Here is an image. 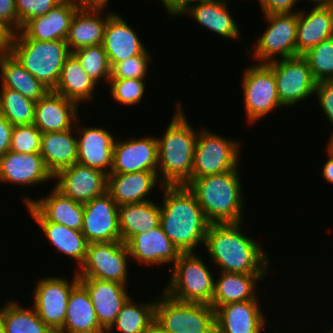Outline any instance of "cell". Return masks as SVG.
Instances as JSON below:
<instances>
[{"label":"cell","instance_id":"obj_1","mask_svg":"<svg viewBox=\"0 0 333 333\" xmlns=\"http://www.w3.org/2000/svg\"><path fill=\"white\" fill-rule=\"evenodd\" d=\"M241 223L209 224L204 246L218 272L268 274L269 255ZM243 232V233H242Z\"/></svg>","mask_w":333,"mask_h":333},{"label":"cell","instance_id":"obj_2","mask_svg":"<svg viewBox=\"0 0 333 333\" xmlns=\"http://www.w3.org/2000/svg\"><path fill=\"white\" fill-rule=\"evenodd\" d=\"M160 226L181 253L204 245L209 222L195 194L186 185L162 186Z\"/></svg>","mask_w":333,"mask_h":333},{"label":"cell","instance_id":"obj_3","mask_svg":"<svg viewBox=\"0 0 333 333\" xmlns=\"http://www.w3.org/2000/svg\"><path fill=\"white\" fill-rule=\"evenodd\" d=\"M162 137H157L158 177L163 186L187 185L192 178L198 130L184 114L181 103Z\"/></svg>","mask_w":333,"mask_h":333},{"label":"cell","instance_id":"obj_4","mask_svg":"<svg viewBox=\"0 0 333 333\" xmlns=\"http://www.w3.org/2000/svg\"><path fill=\"white\" fill-rule=\"evenodd\" d=\"M238 168L220 174L191 178L186 185L196 196L210 224L241 223L244 198Z\"/></svg>","mask_w":333,"mask_h":333},{"label":"cell","instance_id":"obj_5","mask_svg":"<svg viewBox=\"0 0 333 333\" xmlns=\"http://www.w3.org/2000/svg\"><path fill=\"white\" fill-rule=\"evenodd\" d=\"M10 53L36 79L53 91L65 59L71 54L66 40L38 41L12 38Z\"/></svg>","mask_w":333,"mask_h":333},{"label":"cell","instance_id":"obj_6","mask_svg":"<svg viewBox=\"0 0 333 333\" xmlns=\"http://www.w3.org/2000/svg\"><path fill=\"white\" fill-rule=\"evenodd\" d=\"M202 259L197 252L181 253L169 267L172 274L164 292L182 302L211 304L215 280Z\"/></svg>","mask_w":333,"mask_h":333},{"label":"cell","instance_id":"obj_7","mask_svg":"<svg viewBox=\"0 0 333 333\" xmlns=\"http://www.w3.org/2000/svg\"><path fill=\"white\" fill-rule=\"evenodd\" d=\"M162 293L156 298L155 321L166 332L216 333L215 310L210 304L182 302Z\"/></svg>","mask_w":333,"mask_h":333},{"label":"cell","instance_id":"obj_8","mask_svg":"<svg viewBox=\"0 0 333 333\" xmlns=\"http://www.w3.org/2000/svg\"><path fill=\"white\" fill-rule=\"evenodd\" d=\"M204 128L198 130L192 178L220 174L238 168L240 142Z\"/></svg>","mask_w":333,"mask_h":333},{"label":"cell","instance_id":"obj_9","mask_svg":"<svg viewBox=\"0 0 333 333\" xmlns=\"http://www.w3.org/2000/svg\"><path fill=\"white\" fill-rule=\"evenodd\" d=\"M129 258V259H128ZM128 245L122 241L88 243L86 257L76 269L79 279H100L128 285Z\"/></svg>","mask_w":333,"mask_h":333},{"label":"cell","instance_id":"obj_10","mask_svg":"<svg viewBox=\"0 0 333 333\" xmlns=\"http://www.w3.org/2000/svg\"><path fill=\"white\" fill-rule=\"evenodd\" d=\"M243 104L248 124H256L280 104L275 77L266 63L246 67L243 72Z\"/></svg>","mask_w":333,"mask_h":333},{"label":"cell","instance_id":"obj_11","mask_svg":"<svg viewBox=\"0 0 333 333\" xmlns=\"http://www.w3.org/2000/svg\"><path fill=\"white\" fill-rule=\"evenodd\" d=\"M263 16L268 26L252 48L254 60L269 63L277 60V57H296L297 13H272Z\"/></svg>","mask_w":333,"mask_h":333},{"label":"cell","instance_id":"obj_12","mask_svg":"<svg viewBox=\"0 0 333 333\" xmlns=\"http://www.w3.org/2000/svg\"><path fill=\"white\" fill-rule=\"evenodd\" d=\"M273 71L280 104L292 108L315 94L314 80L308 61L303 56L266 63Z\"/></svg>","mask_w":333,"mask_h":333},{"label":"cell","instance_id":"obj_13","mask_svg":"<svg viewBox=\"0 0 333 333\" xmlns=\"http://www.w3.org/2000/svg\"><path fill=\"white\" fill-rule=\"evenodd\" d=\"M74 273L71 281L62 276L39 279L33 289L32 307L52 331H60L64 325L69 295L79 283L78 274Z\"/></svg>","mask_w":333,"mask_h":333},{"label":"cell","instance_id":"obj_14","mask_svg":"<svg viewBox=\"0 0 333 333\" xmlns=\"http://www.w3.org/2000/svg\"><path fill=\"white\" fill-rule=\"evenodd\" d=\"M83 205L81 232L88 243L121 241L119 206L107 191Z\"/></svg>","mask_w":333,"mask_h":333},{"label":"cell","instance_id":"obj_15","mask_svg":"<svg viewBox=\"0 0 333 333\" xmlns=\"http://www.w3.org/2000/svg\"><path fill=\"white\" fill-rule=\"evenodd\" d=\"M53 179L57 190L82 204L107 191V174L79 162L59 171Z\"/></svg>","mask_w":333,"mask_h":333},{"label":"cell","instance_id":"obj_16","mask_svg":"<svg viewBox=\"0 0 333 333\" xmlns=\"http://www.w3.org/2000/svg\"><path fill=\"white\" fill-rule=\"evenodd\" d=\"M125 141L115 140L110 173L126 174L138 171L158 173V144L156 137L147 136Z\"/></svg>","mask_w":333,"mask_h":333},{"label":"cell","instance_id":"obj_17","mask_svg":"<svg viewBox=\"0 0 333 333\" xmlns=\"http://www.w3.org/2000/svg\"><path fill=\"white\" fill-rule=\"evenodd\" d=\"M81 6L75 0H63L48 13L26 21L12 38L38 41L66 40L70 24Z\"/></svg>","mask_w":333,"mask_h":333},{"label":"cell","instance_id":"obj_18","mask_svg":"<svg viewBox=\"0 0 333 333\" xmlns=\"http://www.w3.org/2000/svg\"><path fill=\"white\" fill-rule=\"evenodd\" d=\"M79 122L78 118L75 124V132L79 133L77 162L110 174L116 139L106 128H83Z\"/></svg>","mask_w":333,"mask_h":333},{"label":"cell","instance_id":"obj_19","mask_svg":"<svg viewBox=\"0 0 333 333\" xmlns=\"http://www.w3.org/2000/svg\"><path fill=\"white\" fill-rule=\"evenodd\" d=\"M259 300L222 305L215 310L216 333H262L267 326Z\"/></svg>","mask_w":333,"mask_h":333},{"label":"cell","instance_id":"obj_20","mask_svg":"<svg viewBox=\"0 0 333 333\" xmlns=\"http://www.w3.org/2000/svg\"><path fill=\"white\" fill-rule=\"evenodd\" d=\"M53 179L40 153L21 154L8 150L0 157V183L39 186Z\"/></svg>","mask_w":333,"mask_h":333},{"label":"cell","instance_id":"obj_21","mask_svg":"<svg viewBox=\"0 0 333 333\" xmlns=\"http://www.w3.org/2000/svg\"><path fill=\"white\" fill-rule=\"evenodd\" d=\"M127 245L131 260L146 266H164L165 263L174 265L181 254L160 225L135 235Z\"/></svg>","mask_w":333,"mask_h":333},{"label":"cell","instance_id":"obj_22","mask_svg":"<svg viewBox=\"0 0 333 333\" xmlns=\"http://www.w3.org/2000/svg\"><path fill=\"white\" fill-rule=\"evenodd\" d=\"M78 114L77 103L49 91L36 101L34 125L41 133L66 131L75 127Z\"/></svg>","mask_w":333,"mask_h":333},{"label":"cell","instance_id":"obj_23","mask_svg":"<svg viewBox=\"0 0 333 333\" xmlns=\"http://www.w3.org/2000/svg\"><path fill=\"white\" fill-rule=\"evenodd\" d=\"M86 288L102 327L110 328L115 322L122 306L131 297L127 285L100 279H79Z\"/></svg>","mask_w":333,"mask_h":333},{"label":"cell","instance_id":"obj_24","mask_svg":"<svg viewBox=\"0 0 333 333\" xmlns=\"http://www.w3.org/2000/svg\"><path fill=\"white\" fill-rule=\"evenodd\" d=\"M333 37V5L313 6L297 13L296 56H303L323 40Z\"/></svg>","mask_w":333,"mask_h":333},{"label":"cell","instance_id":"obj_25","mask_svg":"<svg viewBox=\"0 0 333 333\" xmlns=\"http://www.w3.org/2000/svg\"><path fill=\"white\" fill-rule=\"evenodd\" d=\"M102 45L111 67L117 62L142 54L147 49L132 26L115 11L108 17Z\"/></svg>","mask_w":333,"mask_h":333},{"label":"cell","instance_id":"obj_26","mask_svg":"<svg viewBox=\"0 0 333 333\" xmlns=\"http://www.w3.org/2000/svg\"><path fill=\"white\" fill-rule=\"evenodd\" d=\"M155 171H138L126 174L110 173L107 175V192L117 205L147 202L155 186L161 188ZM159 183V184H157Z\"/></svg>","mask_w":333,"mask_h":333},{"label":"cell","instance_id":"obj_27","mask_svg":"<svg viewBox=\"0 0 333 333\" xmlns=\"http://www.w3.org/2000/svg\"><path fill=\"white\" fill-rule=\"evenodd\" d=\"M46 197L33 199L22 196L25 205L31 204L48 222L81 231L84 205L62 194L55 187Z\"/></svg>","mask_w":333,"mask_h":333},{"label":"cell","instance_id":"obj_28","mask_svg":"<svg viewBox=\"0 0 333 333\" xmlns=\"http://www.w3.org/2000/svg\"><path fill=\"white\" fill-rule=\"evenodd\" d=\"M105 7H80L72 18L66 43L73 52L84 47L100 45L108 17L113 13L101 14Z\"/></svg>","mask_w":333,"mask_h":333},{"label":"cell","instance_id":"obj_29","mask_svg":"<svg viewBox=\"0 0 333 333\" xmlns=\"http://www.w3.org/2000/svg\"><path fill=\"white\" fill-rule=\"evenodd\" d=\"M228 8L226 0H202L190 5L180 16L191 15L197 23L215 34L240 40L242 33Z\"/></svg>","mask_w":333,"mask_h":333},{"label":"cell","instance_id":"obj_30","mask_svg":"<svg viewBox=\"0 0 333 333\" xmlns=\"http://www.w3.org/2000/svg\"><path fill=\"white\" fill-rule=\"evenodd\" d=\"M26 209L55 249L76 260L77 268H80L88 246L84 234L64 225L48 222L31 204L26 205Z\"/></svg>","mask_w":333,"mask_h":333},{"label":"cell","instance_id":"obj_31","mask_svg":"<svg viewBox=\"0 0 333 333\" xmlns=\"http://www.w3.org/2000/svg\"><path fill=\"white\" fill-rule=\"evenodd\" d=\"M74 131L75 127L66 131L46 132L41 135L39 153L43 157L46 168L53 176L77 162L78 137Z\"/></svg>","mask_w":333,"mask_h":333},{"label":"cell","instance_id":"obj_32","mask_svg":"<svg viewBox=\"0 0 333 333\" xmlns=\"http://www.w3.org/2000/svg\"><path fill=\"white\" fill-rule=\"evenodd\" d=\"M266 275L220 272L218 280L215 278L214 294L210 305L216 310L229 303L258 300L256 288L259 281Z\"/></svg>","mask_w":333,"mask_h":333},{"label":"cell","instance_id":"obj_33","mask_svg":"<svg viewBox=\"0 0 333 333\" xmlns=\"http://www.w3.org/2000/svg\"><path fill=\"white\" fill-rule=\"evenodd\" d=\"M160 205L155 201L123 204L118 207L121 241L128 243L135 235L160 225Z\"/></svg>","mask_w":333,"mask_h":333},{"label":"cell","instance_id":"obj_34","mask_svg":"<svg viewBox=\"0 0 333 333\" xmlns=\"http://www.w3.org/2000/svg\"><path fill=\"white\" fill-rule=\"evenodd\" d=\"M98 83L81 67L80 62L71 53L64 62L54 92L64 96L78 105L83 101L94 99V91Z\"/></svg>","mask_w":333,"mask_h":333},{"label":"cell","instance_id":"obj_35","mask_svg":"<svg viewBox=\"0 0 333 333\" xmlns=\"http://www.w3.org/2000/svg\"><path fill=\"white\" fill-rule=\"evenodd\" d=\"M100 327L89 292L79 282L69 295L66 318L60 332L75 333Z\"/></svg>","mask_w":333,"mask_h":333},{"label":"cell","instance_id":"obj_36","mask_svg":"<svg viewBox=\"0 0 333 333\" xmlns=\"http://www.w3.org/2000/svg\"><path fill=\"white\" fill-rule=\"evenodd\" d=\"M0 86L18 91L23 96L38 101L50 90L29 73L11 54L0 58Z\"/></svg>","mask_w":333,"mask_h":333},{"label":"cell","instance_id":"obj_37","mask_svg":"<svg viewBox=\"0 0 333 333\" xmlns=\"http://www.w3.org/2000/svg\"><path fill=\"white\" fill-rule=\"evenodd\" d=\"M131 298L122 306L115 322L109 328L110 333L114 332V329L120 333H142L155 321L156 299L151 303L149 301L137 304Z\"/></svg>","mask_w":333,"mask_h":333},{"label":"cell","instance_id":"obj_38","mask_svg":"<svg viewBox=\"0 0 333 333\" xmlns=\"http://www.w3.org/2000/svg\"><path fill=\"white\" fill-rule=\"evenodd\" d=\"M5 333H52L53 331L39 318L33 307L21 306L9 301L3 307Z\"/></svg>","mask_w":333,"mask_h":333},{"label":"cell","instance_id":"obj_39","mask_svg":"<svg viewBox=\"0 0 333 333\" xmlns=\"http://www.w3.org/2000/svg\"><path fill=\"white\" fill-rule=\"evenodd\" d=\"M0 113L13 125L34 124L36 101L0 86Z\"/></svg>","mask_w":333,"mask_h":333},{"label":"cell","instance_id":"obj_40","mask_svg":"<svg viewBox=\"0 0 333 333\" xmlns=\"http://www.w3.org/2000/svg\"><path fill=\"white\" fill-rule=\"evenodd\" d=\"M71 53L94 81L98 84L100 83L99 80H105L106 83H109L111 65L102 44L84 47Z\"/></svg>","mask_w":333,"mask_h":333},{"label":"cell","instance_id":"obj_41","mask_svg":"<svg viewBox=\"0 0 333 333\" xmlns=\"http://www.w3.org/2000/svg\"><path fill=\"white\" fill-rule=\"evenodd\" d=\"M303 57L308 61L316 82L333 80V37L323 40Z\"/></svg>","mask_w":333,"mask_h":333},{"label":"cell","instance_id":"obj_42","mask_svg":"<svg viewBox=\"0 0 333 333\" xmlns=\"http://www.w3.org/2000/svg\"><path fill=\"white\" fill-rule=\"evenodd\" d=\"M144 79H110V94L117 103L139 104L145 93Z\"/></svg>","mask_w":333,"mask_h":333},{"label":"cell","instance_id":"obj_43","mask_svg":"<svg viewBox=\"0 0 333 333\" xmlns=\"http://www.w3.org/2000/svg\"><path fill=\"white\" fill-rule=\"evenodd\" d=\"M149 53L146 49L142 54L115 63L111 67L110 79H146L152 57Z\"/></svg>","mask_w":333,"mask_h":333},{"label":"cell","instance_id":"obj_44","mask_svg":"<svg viewBox=\"0 0 333 333\" xmlns=\"http://www.w3.org/2000/svg\"><path fill=\"white\" fill-rule=\"evenodd\" d=\"M41 135L34 124L14 126L9 150L21 154L39 153Z\"/></svg>","mask_w":333,"mask_h":333},{"label":"cell","instance_id":"obj_45","mask_svg":"<svg viewBox=\"0 0 333 333\" xmlns=\"http://www.w3.org/2000/svg\"><path fill=\"white\" fill-rule=\"evenodd\" d=\"M18 17V31L29 19L45 15L63 0H15Z\"/></svg>","mask_w":333,"mask_h":333},{"label":"cell","instance_id":"obj_46","mask_svg":"<svg viewBox=\"0 0 333 333\" xmlns=\"http://www.w3.org/2000/svg\"><path fill=\"white\" fill-rule=\"evenodd\" d=\"M325 118L333 126V80L316 83L315 94Z\"/></svg>","mask_w":333,"mask_h":333},{"label":"cell","instance_id":"obj_47","mask_svg":"<svg viewBox=\"0 0 333 333\" xmlns=\"http://www.w3.org/2000/svg\"><path fill=\"white\" fill-rule=\"evenodd\" d=\"M0 23L13 34L18 32V17L15 0H0Z\"/></svg>","mask_w":333,"mask_h":333},{"label":"cell","instance_id":"obj_48","mask_svg":"<svg viewBox=\"0 0 333 333\" xmlns=\"http://www.w3.org/2000/svg\"><path fill=\"white\" fill-rule=\"evenodd\" d=\"M263 15L272 13H298L300 10L294 9L298 0H258ZM297 10V11H296Z\"/></svg>","mask_w":333,"mask_h":333},{"label":"cell","instance_id":"obj_49","mask_svg":"<svg viewBox=\"0 0 333 333\" xmlns=\"http://www.w3.org/2000/svg\"><path fill=\"white\" fill-rule=\"evenodd\" d=\"M161 1L164 6V10H166L169 16L180 17L181 13H183L190 5L198 3L202 0H158ZM175 16V17H174Z\"/></svg>","mask_w":333,"mask_h":333},{"label":"cell","instance_id":"obj_50","mask_svg":"<svg viewBox=\"0 0 333 333\" xmlns=\"http://www.w3.org/2000/svg\"><path fill=\"white\" fill-rule=\"evenodd\" d=\"M14 126L0 113V157L10 148Z\"/></svg>","mask_w":333,"mask_h":333},{"label":"cell","instance_id":"obj_51","mask_svg":"<svg viewBox=\"0 0 333 333\" xmlns=\"http://www.w3.org/2000/svg\"><path fill=\"white\" fill-rule=\"evenodd\" d=\"M13 33L0 23V58L10 53Z\"/></svg>","mask_w":333,"mask_h":333},{"label":"cell","instance_id":"obj_52","mask_svg":"<svg viewBox=\"0 0 333 333\" xmlns=\"http://www.w3.org/2000/svg\"><path fill=\"white\" fill-rule=\"evenodd\" d=\"M328 159L322 167V176L326 181L333 184V157L328 155Z\"/></svg>","mask_w":333,"mask_h":333},{"label":"cell","instance_id":"obj_53","mask_svg":"<svg viewBox=\"0 0 333 333\" xmlns=\"http://www.w3.org/2000/svg\"><path fill=\"white\" fill-rule=\"evenodd\" d=\"M142 333H168L156 321H154Z\"/></svg>","mask_w":333,"mask_h":333},{"label":"cell","instance_id":"obj_54","mask_svg":"<svg viewBox=\"0 0 333 333\" xmlns=\"http://www.w3.org/2000/svg\"><path fill=\"white\" fill-rule=\"evenodd\" d=\"M75 333H110L109 328L100 327L90 331H82V332H75Z\"/></svg>","mask_w":333,"mask_h":333},{"label":"cell","instance_id":"obj_55","mask_svg":"<svg viewBox=\"0 0 333 333\" xmlns=\"http://www.w3.org/2000/svg\"><path fill=\"white\" fill-rule=\"evenodd\" d=\"M328 145L326 146L327 148V154L333 157V133H331L330 138L328 139Z\"/></svg>","mask_w":333,"mask_h":333},{"label":"cell","instance_id":"obj_56","mask_svg":"<svg viewBox=\"0 0 333 333\" xmlns=\"http://www.w3.org/2000/svg\"><path fill=\"white\" fill-rule=\"evenodd\" d=\"M315 3V6L318 5H333V0H311Z\"/></svg>","mask_w":333,"mask_h":333},{"label":"cell","instance_id":"obj_57","mask_svg":"<svg viewBox=\"0 0 333 333\" xmlns=\"http://www.w3.org/2000/svg\"><path fill=\"white\" fill-rule=\"evenodd\" d=\"M0 333H5V331H4L3 307L0 308Z\"/></svg>","mask_w":333,"mask_h":333},{"label":"cell","instance_id":"obj_58","mask_svg":"<svg viewBox=\"0 0 333 333\" xmlns=\"http://www.w3.org/2000/svg\"><path fill=\"white\" fill-rule=\"evenodd\" d=\"M323 333H333V330L331 329V331H327V332H323Z\"/></svg>","mask_w":333,"mask_h":333},{"label":"cell","instance_id":"obj_59","mask_svg":"<svg viewBox=\"0 0 333 333\" xmlns=\"http://www.w3.org/2000/svg\"><path fill=\"white\" fill-rule=\"evenodd\" d=\"M52 333H63V332H60V331H53Z\"/></svg>","mask_w":333,"mask_h":333}]
</instances>
